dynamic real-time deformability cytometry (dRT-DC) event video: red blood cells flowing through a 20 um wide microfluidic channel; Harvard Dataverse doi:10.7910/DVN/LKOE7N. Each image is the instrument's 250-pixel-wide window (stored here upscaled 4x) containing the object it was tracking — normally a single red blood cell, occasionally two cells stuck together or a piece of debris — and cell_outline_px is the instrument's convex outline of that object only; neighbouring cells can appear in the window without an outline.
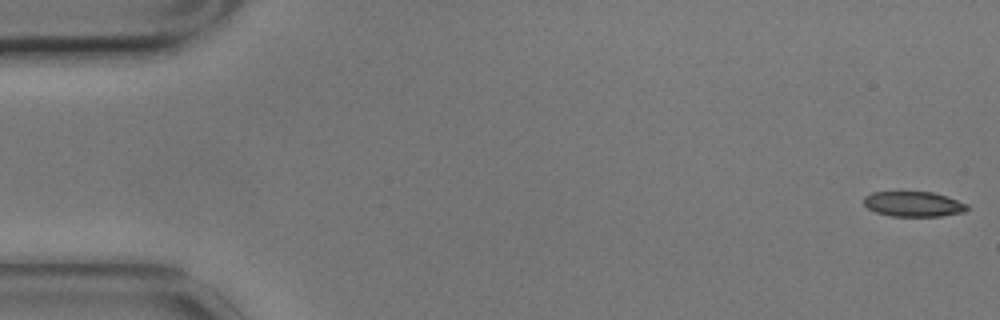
{"species": "common noctule bat (a hibernating species)", "species_latin": "Nyctalus noctula", "temperature_condition": "cold", "stored_images_in_passage": 3, "camera_frame_rate_fps": 3000, "um_per_image_px": 0.085, "animal": {"sex": "male", "body_mass_g": 17.9}, "frame": {"image": 1, "passage_image": 1, "time_ms": 0.0, "image_size_px": [1000, 320], "cell_outline_px": [[968, 208], [964, 212], [940, 216], [892, 216], [876, 212], [868, 208], [864, 204], [864, 196], [872, 192], [932, 192], [968, 204]], "centroid_in_image_um": [77.63, 17.35], "position_along_channel_um": 7.4, "area_um2": 14.97}}